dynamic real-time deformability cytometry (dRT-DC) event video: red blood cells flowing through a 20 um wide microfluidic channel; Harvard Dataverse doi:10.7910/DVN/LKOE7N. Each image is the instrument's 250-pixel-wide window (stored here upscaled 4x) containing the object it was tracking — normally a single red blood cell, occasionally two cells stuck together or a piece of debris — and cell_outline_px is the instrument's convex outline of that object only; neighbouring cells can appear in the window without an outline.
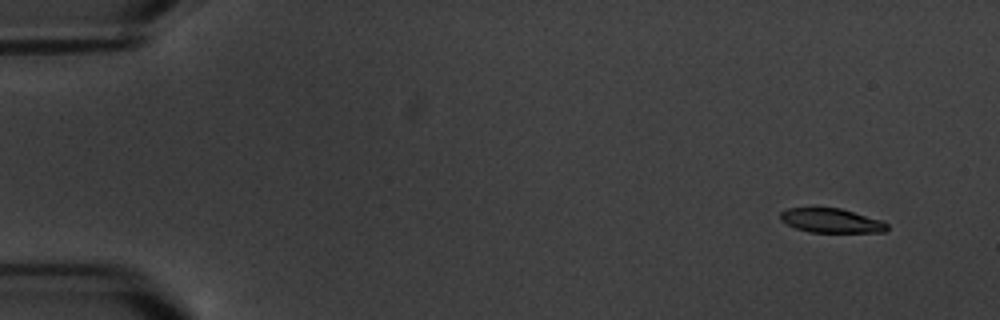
{"species": "common noctule bat (a hibernating species)", "species_latin": "Nyctalus noctula", "temperature_condition": "warm", "stored_images_in_passage": 18, "segment_of_instrument_passage": [1, 2], "camera_frame_rate_fps": 3000, "um_per_image_px": 0.085, "animal": {"sex": "male", "body_mass_g": 20.1, "forearm_length_mm": 53.5}, "frame": {"image": 1, "passage_image": 2, "time_ms": 1.333, "image_size_px": [1000, 320], "cell_outline_px": [[888, 228], [884, 232], [808, 232], [796, 228], [780, 220], [780, 212], [788, 208], [840, 208], [880, 220], [888, 224]], "centroid_in_image_um": [70.64, 18.75], "position_along_channel_um": 14.4, "area_um2": 14.91}}
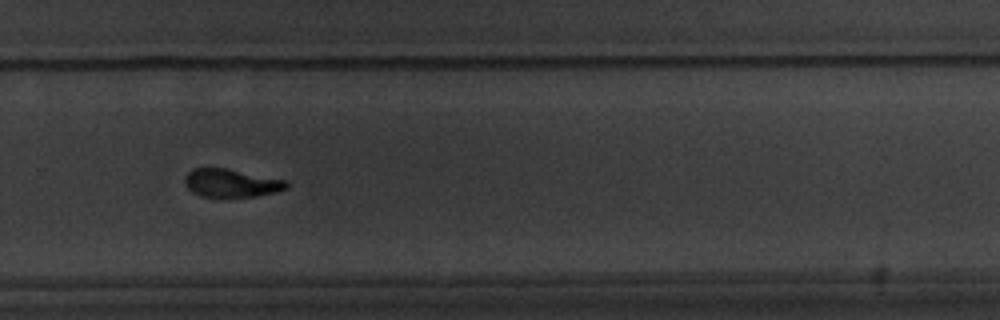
{"frame": {"image": 2, "passage_image": 12, "time_ms": 13.667, "image_size_px": [1000, 320], "cell_outline_px": [[288, 188], [276, 192], [256, 196], [200, 196], [192, 192], [184, 184], [184, 176], [192, 168], [228, 168], [288, 180]], "centroid_in_image_um": [19.66, 15.54], "position_along_channel_um": 310.1, "area_um2": 16.82}}
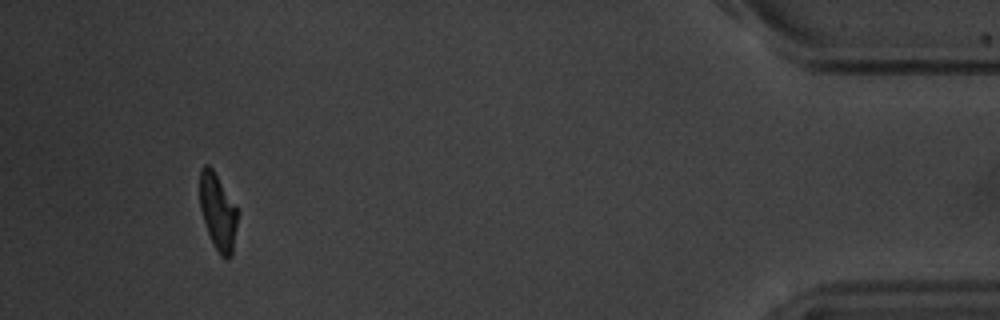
{"frame": {"image": 3, "passage_image": 16, "time_ms": 18.667, "image_size_px": [1000, 320], "cell_outline_px": [[240, 212], [232, 256], [228, 260], [224, 260], [220, 256], [212, 244], [200, 208], [200, 168], [204, 164], [208, 164], [212, 168]], "centroid_in_image_um": [18.55, 18.06], "position_along_channel_um": 416.6, "area_um2": 17.22}}